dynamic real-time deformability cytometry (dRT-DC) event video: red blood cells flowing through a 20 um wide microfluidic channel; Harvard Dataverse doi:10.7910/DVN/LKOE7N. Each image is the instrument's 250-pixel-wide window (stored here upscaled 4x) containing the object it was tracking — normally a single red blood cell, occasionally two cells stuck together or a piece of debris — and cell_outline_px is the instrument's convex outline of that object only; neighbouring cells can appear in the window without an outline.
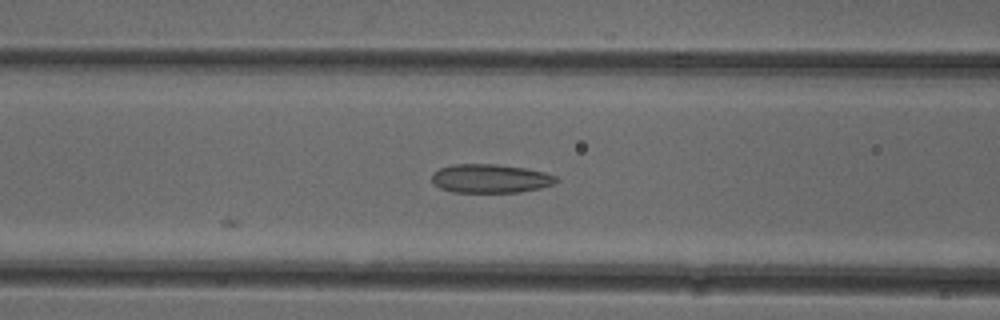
{"species": "common noctule bat (a hibernating species)", "species_latin": "Nyctalus noctula", "temperature_condition": "cold", "stored_images_in_passage": 5, "camera_frame_rate_fps": 3000, "um_per_image_px": 0.085, "animal": {"sex": "female"}, "frame": {"image": 1, "passage_image": 5, "time_ms": 1.333, "image_size_px": [1000, 320], "cell_outline_px": [[560, 180], [556, 184], [540, 188], [520, 192], [452, 192], [440, 188], [432, 180], [432, 172], [440, 168], [452, 164], [496, 164], [524, 168], [544, 172], [556, 176]], "centroid_in_image_um": [41.7, 15.17], "position_along_channel_um": 124.9, "area_um2": 20.92}}